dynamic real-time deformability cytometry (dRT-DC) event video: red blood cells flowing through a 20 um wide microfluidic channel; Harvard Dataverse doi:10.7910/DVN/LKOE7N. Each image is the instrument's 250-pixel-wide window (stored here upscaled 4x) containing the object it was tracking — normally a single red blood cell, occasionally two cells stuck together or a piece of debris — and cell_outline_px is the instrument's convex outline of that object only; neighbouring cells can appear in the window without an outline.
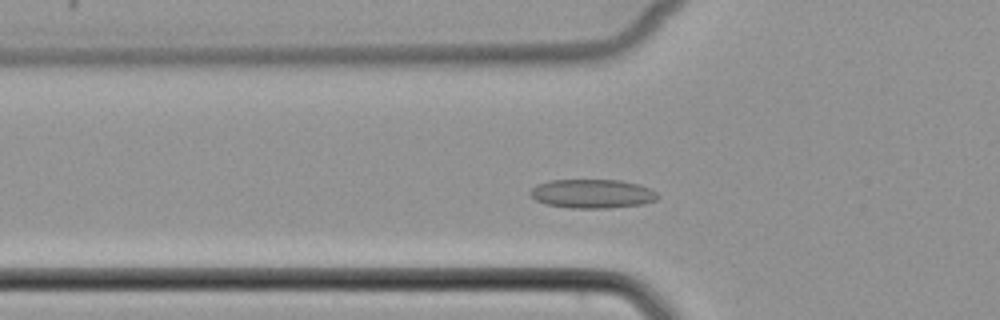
{"species": "common noctule bat (a hibernating species)", "species_latin": "Nyctalus noctula", "temperature_condition": "cold", "stored_images_in_passage": 41, "camera_frame_rate_fps": 3000, "um_per_image_px": 0.085, "animal": {"sex": "female", "body_mass_g": 22.7, "forearm_length_mm": 54.2}, "frame": {"image": 1, "passage_image": 7, "time_ms": 2.0, "image_size_px": [1000, 320], "cell_outline_px": [[660, 196], [656, 200], [644, 204], [608, 208], [568, 208], [548, 204], [536, 200], [528, 192], [532, 188], [540, 184], [552, 180], [620, 180], [636, 184], [648, 188], [656, 192]], "centroid_in_image_um": [50.36, 16.47], "position_along_channel_um": 75.4, "area_um2": 21.33}}
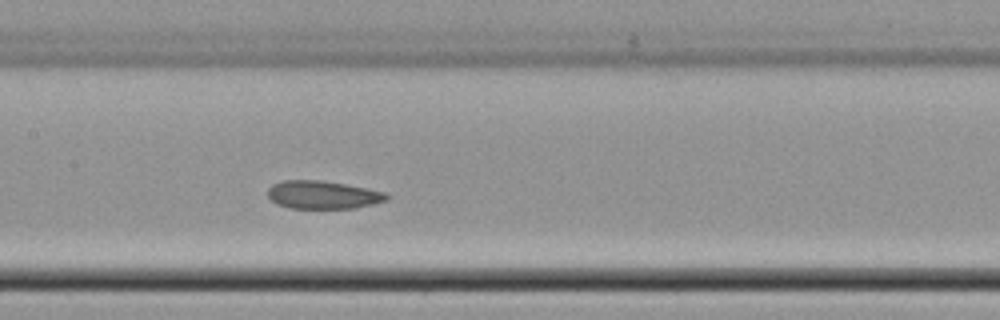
{"frame": {"image": 2, "passage_image": 15, "time_ms": 4.667, "image_size_px": [1000, 320], "cell_outline_px": [[388, 200], [356, 208], [288, 208], [276, 204], [268, 196], [268, 188], [272, 184], [284, 180], [320, 180], [344, 184], [384, 192], [388, 196]], "centroid_in_image_um": [27.4, 16.56], "position_along_channel_um": 180.0, "area_um2": 19.31}}
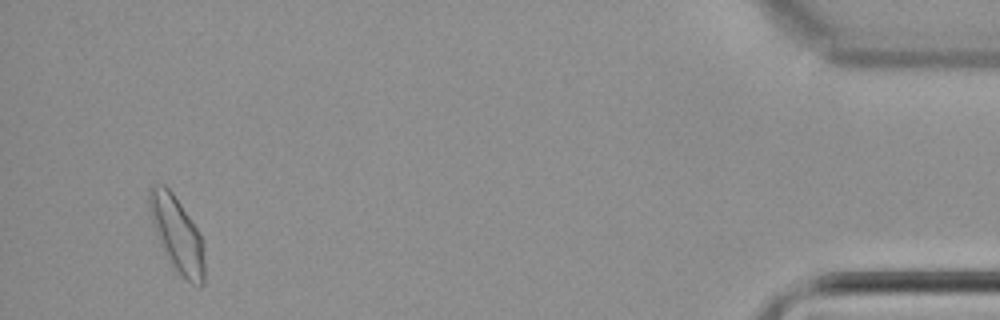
{"frame": {"image": 3, "passage_image": 39, "time_ms": 12.667, "image_size_px": [1000, 320], "cell_outline_px": [[204, 284], [200, 288], [192, 284], [180, 276], [172, 268], [160, 244], [148, 208], [148, 188], [152, 184], [164, 184], [172, 192], [196, 228], [204, 244]], "centroid_in_image_um": [15.04, 19.96], "position_along_channel_um": 420.2, "area_um2": 24.33}}